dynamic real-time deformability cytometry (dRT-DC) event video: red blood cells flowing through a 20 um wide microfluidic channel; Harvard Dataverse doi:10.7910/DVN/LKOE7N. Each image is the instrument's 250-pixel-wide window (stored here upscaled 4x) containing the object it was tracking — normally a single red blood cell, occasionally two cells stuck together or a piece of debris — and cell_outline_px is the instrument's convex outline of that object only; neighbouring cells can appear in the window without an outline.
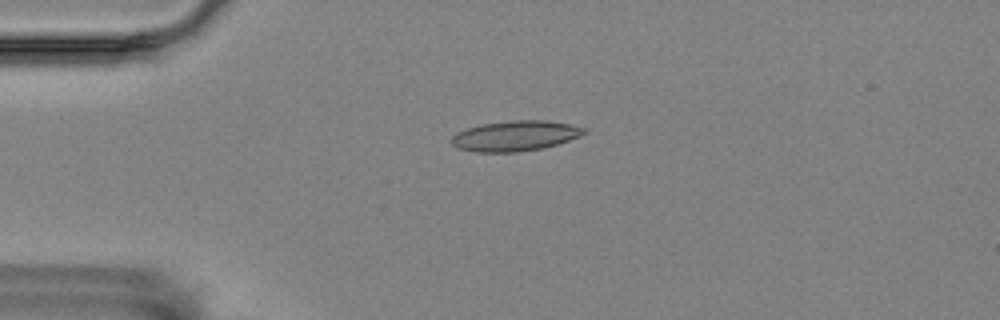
{"species": "Egyptian fruit bat (a non-hibernating species)", "species_latin": "Rousettus aegyptiacus", "temperature_condition": "room temperature", "stored_images_in_passage": 3, "camera_frame_rate_fps": 3000, "um_per_image_px": 0.085, "animal": {"sex": "female"}, "frame": {"image": 1, "passage_image": 2, "time_ms": 1.0, "image_size_px": [1000, 320], "cell_outline_px": [[588, 132], [580, 136], [544, 148], [516, 152], [476, 152], [460, 148], [452, 144], [452, 136], [456, 132], [468, 128], [484, 124], [512, 120], [548, 120], [568, 124], [584, 128]], "centroid_in_image_um": [43.81, 11.55], "position_along_channel_um": 41.2, "area_um2": 23.18}}